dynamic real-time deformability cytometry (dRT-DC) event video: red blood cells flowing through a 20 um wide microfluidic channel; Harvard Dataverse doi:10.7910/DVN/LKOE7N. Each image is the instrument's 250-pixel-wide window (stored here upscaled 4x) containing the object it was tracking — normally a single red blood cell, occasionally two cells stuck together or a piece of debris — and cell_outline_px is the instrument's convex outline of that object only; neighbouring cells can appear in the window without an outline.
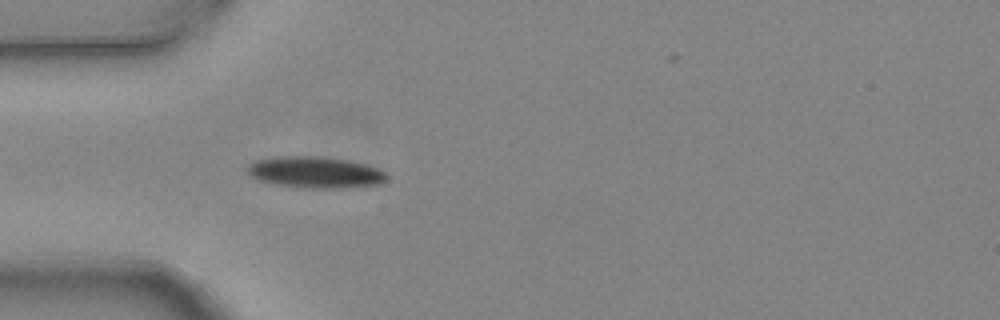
{"species": "common noctule bat (a hibernating species)", "species_latin": "Nyctalus noctula", "temperature_condition": "warm", "stored_images_in_passage": 5, "camera_frame_rate_fps": 3000, "um_per_image_px": 0.085, "animal": {"sex": "female", "body_mass_g": 24.6, "forearm_length_mm": 56.2}, "frame": {"image": 1, "passage_image": 5, "time_ms": 1.333, "image_size_px": [1000, 320], "cell_outline_px": [[388, 176], [380, 184], [336, 188], [300, 188], [276, 184], [260, 180], [252, 176], [244, 168], [252, 160], [280, 156], [316, 156], [348, 160], [364, 164], [376, 168], [384, 172]], "centroid_in_image_um": [26.73, 14.64], "position_along_channel_um": 58.3, "area_um2": 25.43}}